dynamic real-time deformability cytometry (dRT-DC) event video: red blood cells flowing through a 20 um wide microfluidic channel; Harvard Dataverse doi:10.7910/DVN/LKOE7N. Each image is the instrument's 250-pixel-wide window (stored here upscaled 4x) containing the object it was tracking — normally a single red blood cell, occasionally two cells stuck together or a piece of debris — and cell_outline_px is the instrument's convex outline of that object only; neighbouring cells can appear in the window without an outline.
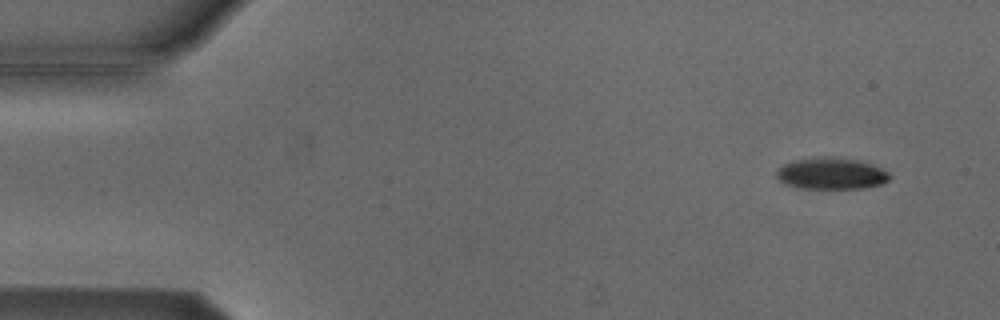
{"species": "Egyptian fruit bat (a non-hibernating species)", "species_latin": "Rousettus aegyptiacus", "temperature_condition": "cold", "stored_images_in_passage": 4, "camera_frame_rate_fps": 3000, "um_per_image_px": 0.085, "animal": {"sex": "male"}, "frame": {"image": 1, "passage_image": 1, "time_ms": 0.0, "image_size_px": [1000, 320], "cell_outline_px": [[892, 176], [884, 184], [864, 188], [796, 188], [784, 184], [776, 176], [776, 172], [784, 164], [792, 160], [824, 156], [832, 156], [856, 160], [872, 164], [888, 172]], "centroid_in_image_um": [70.66, 14.75], "position_along_channel_um": 14.3, "area_um2": 20.98}}